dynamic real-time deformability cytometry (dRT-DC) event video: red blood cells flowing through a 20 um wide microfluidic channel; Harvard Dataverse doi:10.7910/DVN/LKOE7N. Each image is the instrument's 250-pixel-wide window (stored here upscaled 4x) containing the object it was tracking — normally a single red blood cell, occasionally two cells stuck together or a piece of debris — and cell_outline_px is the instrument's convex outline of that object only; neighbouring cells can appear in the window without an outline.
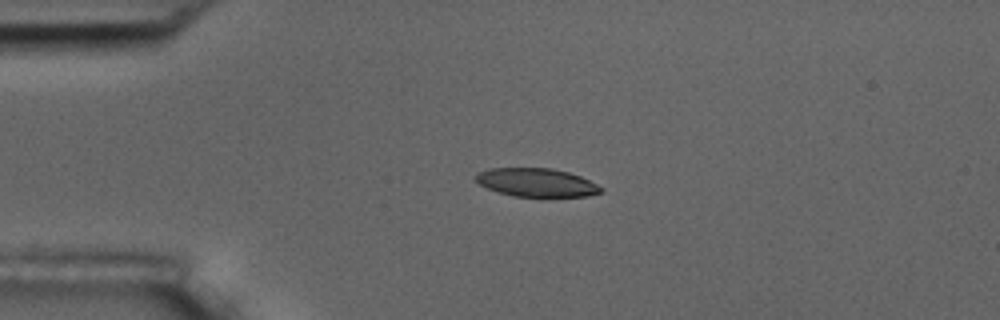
{"species": "common noctule bat (a hibernating species)", "species_latin": "Nyctalus noctula", "temperature_condition": "room temperature", "stored_images_in_passage": 44, "camera_frame_rate_fps": 3000, "um_per_image_px": 0.085, "animal": {"sex": "male", "body_mass_g": 17.5, "forearm_length_mm": 52.3}, "frame": {"image": 1, "passage_image": 1, "time_ms": 0.0, "image_size_px": [1000, 320], "cell_outline_px": [[604, 192], [588, 196], [512, 196], [488, 188], [480, 184], [472, 176], [476, 172], [488, 168], [552, 168], [568, 172], [580, 176], [604, 188]], "centroid_in_image_um": [45.59, 15.5], "position_along_channel_um": 39.4, "area_um2": 20.75}}
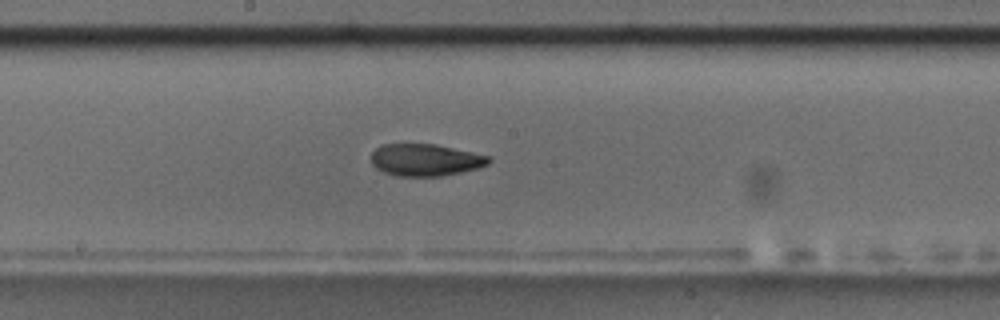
{"frame": {"image": 2, "passage_image": 18, "time_ms": 5.667, "image_size_px": [1000, 320], "cell_outline_px": [[492, 160], [488, 164], [476, 168], [460, 172], [440, 176], [396, 176], [384, 172], [376, 168], [372, 164], [372, 152], [380, 144], [436, 144], [492, 156]], "centroid_in_image_um": [36.17, 13.58], "position_along_channel_um": 212.0, "area_um2": 22.02}}
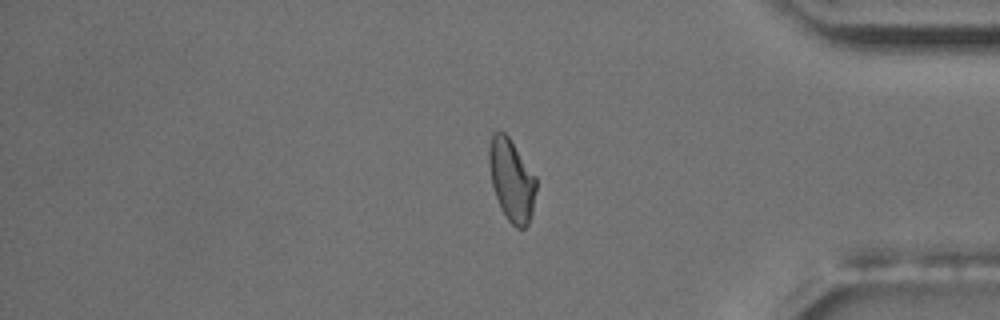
{"frame": {"image": 3, "passage_image": 35, "time_ms": 11.333, "image_size_px": [1000, 320], "cell_outline_px": [[536, 188], [532, 212], [528, 224], [524, 228], [516, 228], [508, 220], [496, 196], [492, 184], [488, 164], [488, 148], [492, 136], [496, 132], [504, 132], [508, 136], [536, 176]], "centroid_in_image_um": [43.48, 15.3], "position_along_channel_um": 391.7, "area_um2": 22.25}, "authors_computed_cell_mechanics": {"area_um2": 22.6865, "velocity_mm_per_s": 3.5729, "shape_relaxation_time_tau1_ms": 7.1238, "shape_relaxation_time_tau2_ms": 2.0865, "deformation_change_tau1": 0.1645, "deformation_change_tau2": 0.0743}}